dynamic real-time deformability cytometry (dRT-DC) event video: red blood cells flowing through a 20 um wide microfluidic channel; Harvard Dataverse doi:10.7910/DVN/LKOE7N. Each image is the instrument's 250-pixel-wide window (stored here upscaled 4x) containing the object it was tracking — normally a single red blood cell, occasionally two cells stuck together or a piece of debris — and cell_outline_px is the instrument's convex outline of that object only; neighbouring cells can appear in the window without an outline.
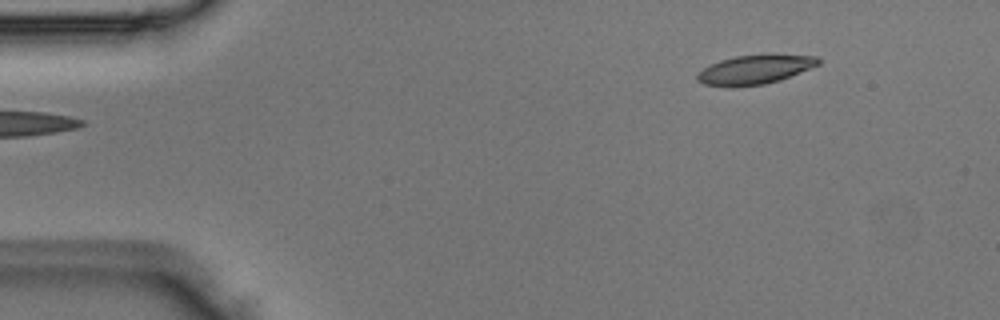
{"species": "Egyptian fruit bat (a non-hibernating species)", "species_latin": "Rousettus aegyptiacus", "temperature_condition": "room temperature", "stored_images_in_passage": 3, "camera_frame_rate_fps": 3000, "um_per_image_px": 0.085, "animal": {"sex": "male"}, "frame": {"image": 1, "passage_image": 1, "time_ms": 0.0, "image_size_px": [1000, 320], "cell_outline_px": [[820, 64], [780, 80], [764, 84], [732, 88], [728, 88], [704, 84], [696, 80], [696, 72], [720, 60], [736, 56], [768, 52], [772, 52], [816, 56], [820, 60]], "centroid_in_image_um": [64.16, 5.89], "position_along_channel_um": 20.8, "area_um2": 21.39}}